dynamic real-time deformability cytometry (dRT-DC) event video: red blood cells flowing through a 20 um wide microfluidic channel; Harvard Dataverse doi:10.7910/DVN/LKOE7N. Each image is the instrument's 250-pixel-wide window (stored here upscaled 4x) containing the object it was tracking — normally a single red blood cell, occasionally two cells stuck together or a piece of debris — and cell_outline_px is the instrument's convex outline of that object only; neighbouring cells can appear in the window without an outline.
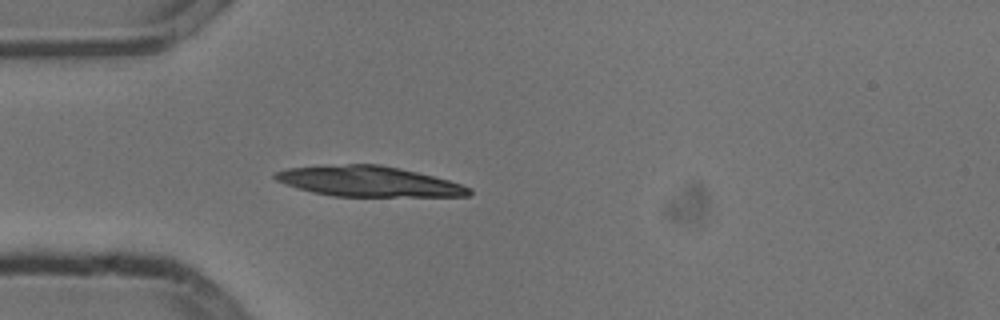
{"species": "common noctule bat (a hibernating species)", "species_latin": "Nyctalus noctula", "temperature_condition": "cold", "stored_images_in_passage": 39, "camera_frame_rate_fps": 3000, "um_per_image_px": 0.085, "animal": {"sex": "male", "body_mass_g": 13.3}, "frame": {"image": 1, "passage_image": 1, "time_ms": 0.0, "image_size_px": [1000, 320], "cell_outline_px": [[472, 192], [468, 196], [332, 196], [312, 192], [284, 184], [276, 180], [272, 176], [276, 172], [288, 168], [348, 164], [380, 164], [400, 168], [448, 180], [472, 188]], "centroid_in_image_um": [31.32, 15.42], "position_along_channel_um": 53.7, "area_um2": 34.04}}
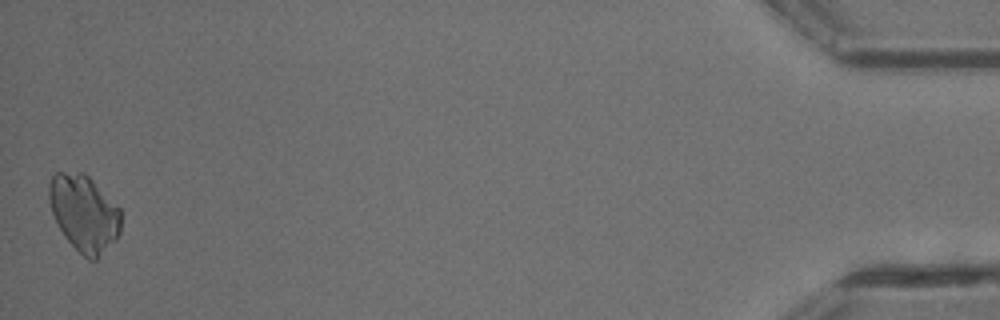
{"frame": {"image": 2, "passage_image": 39, "time_ms": 12.667, "image_size_px": [1000, 320], "cell_outline_px": [[120, 232], [116, 240], [96, 260], [88, 260], [64, 236], [52, 212], [48, 196], [48, 184], [52, 176], [56, 172], [84, 172], [120, 208]], "centroid_in_image_um": [7.14, 18.11], "position_along_channel_um": 428.1, "area_um2": 31.85}}